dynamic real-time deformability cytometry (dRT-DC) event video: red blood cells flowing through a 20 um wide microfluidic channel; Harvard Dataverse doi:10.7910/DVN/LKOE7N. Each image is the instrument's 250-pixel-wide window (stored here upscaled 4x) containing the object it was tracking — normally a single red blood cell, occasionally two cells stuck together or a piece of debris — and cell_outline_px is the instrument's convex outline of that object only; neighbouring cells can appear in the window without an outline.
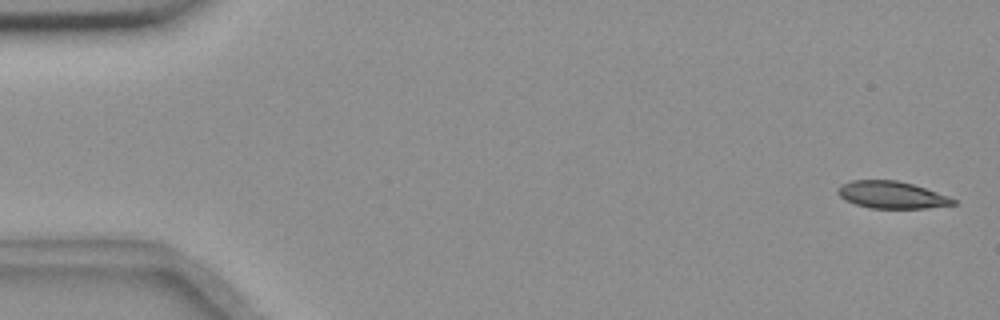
{"species": "common noctule bat (a hibernating species)", "species_latin": "Nyctalus noctula", "temperature_condition": "room temperature", "stored_images_in_passage": 56, "camera_frame_rate_fps": 3000, "um_per_image_px": 0.085, "animal": {"sex": "female", "body_mass_g": 18.4}, "frame": {"image": 1, "passage_image": 2, "time_ms": 0.333, "image_size_px": [1000, 320], "cell_outline_px": [[956, 204], [928, 208], [868, 208], [844, 200], [836, 192], [836, 188], [840, 184], [852, 180], [896, 180], [912, 184], [948, 196], [956, 200]], "centroid_in_image_um": [75.74, 16.56], "position_along_channel_um": 9.3, "area_um2": 18.26}}
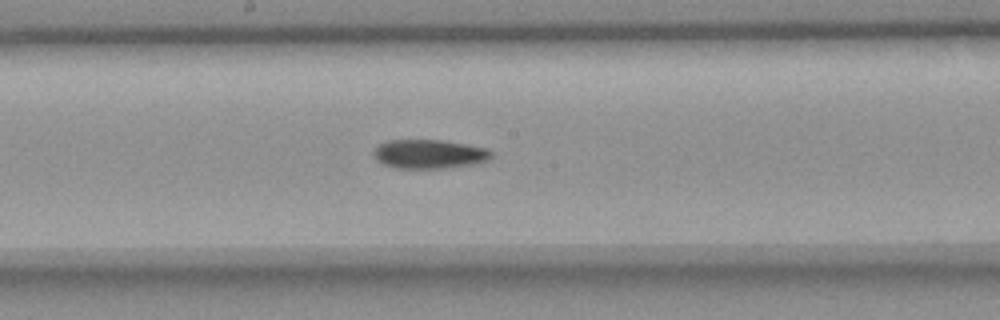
{"frame": {"image": 2, "passage_image": 30, "time_ms": 9.667, "image_size_px": [1000, 320], "cell_outline_px": [[492, 156], [488, 160], [476, 164], [444, 168], [396, 168], [384, 164], [376, 160], [372, 152], [380, 144], [388, 140], [444, 140], [484, 148], [492, 152]], "centroid_in_image_um": [36.47, 13.1], "position_along_channel_um": 211.7, "area_um2": 19.83}}
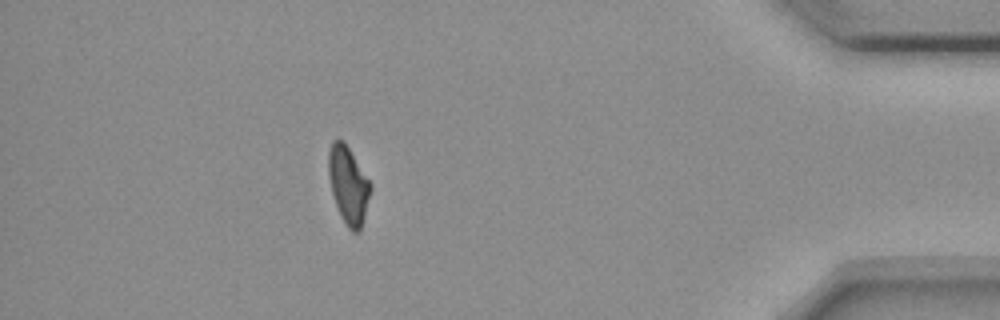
{"frame": {"image": 3, "passage_image": 50, "time_ms": 16.333, "image_size_px": [1000, 320], "cell_outline_px": [[372, 188], [360, 228], [356, 232], [352, 232], [348, 228], [336, 204], [332, 192], [328, 176], [328, 152], [332, 140], [344, 140], [372, 184]], "centroid_in_image_um": [29.6, 15.66], "position_along_channel_um": 405.6, "area_um2": 18.67}, "authors_computed_cell_mechanics": {"area_um2": 19.6809, "velocity_mm_per_s": 3.6448, "shape_relaxation_time_tau1_ms": 10.3996, "shape_relaxation_time_tau2_ms": 5.073, "deformation_change_tau1": 0.1993, "deformation_change_tau2": 0.1117}}